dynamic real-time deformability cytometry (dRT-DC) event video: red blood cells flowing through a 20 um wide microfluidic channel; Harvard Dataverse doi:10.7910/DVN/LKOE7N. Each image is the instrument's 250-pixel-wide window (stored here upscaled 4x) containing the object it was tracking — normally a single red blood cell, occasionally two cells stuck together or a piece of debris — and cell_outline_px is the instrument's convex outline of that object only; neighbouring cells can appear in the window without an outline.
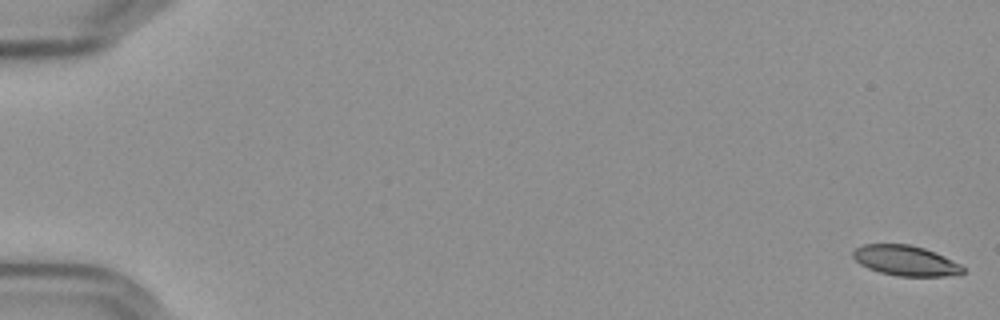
{"species": "Egyptian fruit bat (a non-hibernating species)", "species_latin": "Rousettus aegyptiacus", "temperature_condition": "cold", "stored_images_in_passage": 57, "camera_frame_rate_fps": 3000, "um_per_image_px": 0.085, "frame": {"image": 1, "passage_image": 1, "time_ms": 0.0, "image_size_px": [1000, 320], "cell_outline_px": [[964, 272], [944, 276], [896, 276], [880, 272], [868, 268], [860, 264], [852, 256], [852, 252], [856, 248], [864, 244], [908, 244], [924, 248], [944, 256], [960, 264], [964, 268]], "centroid_in_image_um": [76.94, 22.15], "position_along_channel_um": 8.1, "area_um2": 19.19}}
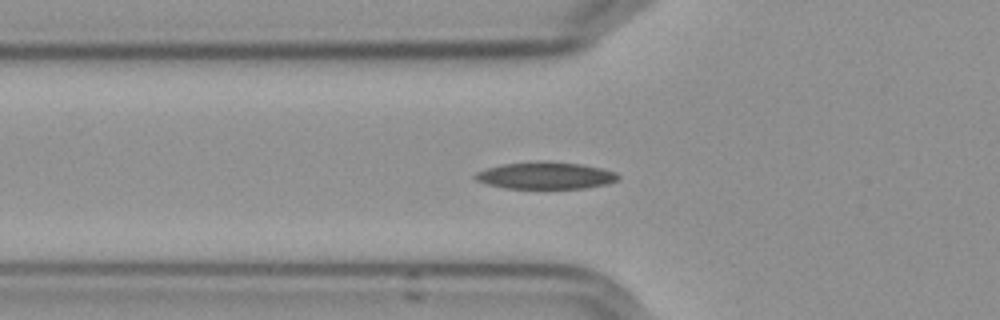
{"frame": {"image": 2, "passage_image": 21, "time_ms": 6.667, "image_size_px": [1000, 320], "cell_outline_px": [[620, 176], [616, 180], [608, 184], [584, 188], [504, 188], [488, 184], [476, 180], [472, 176], [476, 172], [488, 168], [504, 164], [584, 164], [616, 172]], "centroid_in_image_um": [46.39, 14.97], "position_along_channel_um": 79.4, "area_um2": 21.39}}
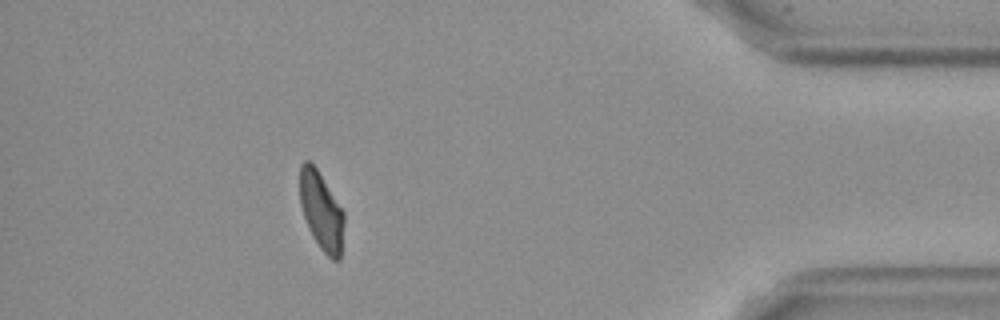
{"frame": {"image": 3, "passage_image": 52, "time_ms": 17.0, "image_size_px": [1000, 320], "cell_outline_px": [[344, 224], [340, 260], [332, 260], [320, 248], [304, 216], [300, 204], [300, 164], [304, 160], [308, 160], [316, 168], [344, 212]], "centroid_in_image_um": [27.32, 17.93], "position_along_channel_um": 407.9, "area_um2": 19.71}, "authors_computed_cell_mechanics": {"area_um2": 20.9814, "velocity_mm_per_s": 3.5942, "shape_relaxation_time_tau1_ms": 3.0882, "shape_relaxation_time_tau2_ms": 3.1247, "deformation_change_tau1": 0.1542, "deformation_change_tau2": 0.0934}}